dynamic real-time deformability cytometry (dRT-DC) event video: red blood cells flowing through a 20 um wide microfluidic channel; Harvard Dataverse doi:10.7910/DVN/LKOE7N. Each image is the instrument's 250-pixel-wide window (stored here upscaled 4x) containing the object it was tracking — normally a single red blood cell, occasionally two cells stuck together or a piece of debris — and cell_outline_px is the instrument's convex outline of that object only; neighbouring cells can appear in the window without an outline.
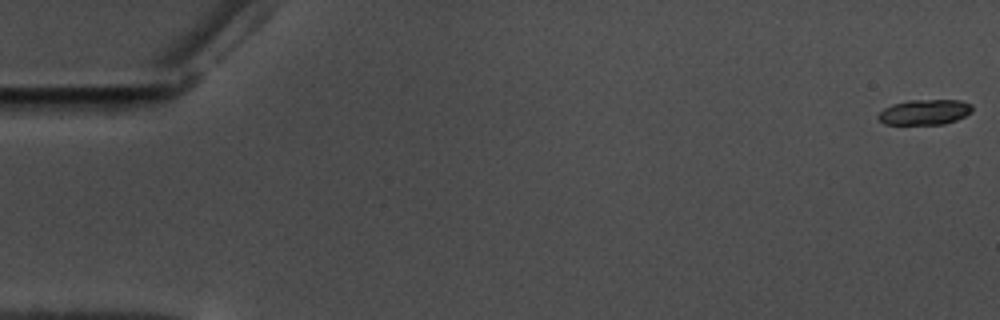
{"species": "common noctule bat (a hibernating species)", "species_latin": "Nyctalus noctula", "temperature_condition": "warm", "stored_images_in_passage": 59, "camera_frame_rate_fps": 3000, "um_per_image_px": 0.085, "animal": {"sex": "male", "body_mass_g": 17.5, "forearm_length_mm": 52.3}, "frame": {"image": 1, "passage_image": 1, "time_ms": 0.0, "image_size_px": [1000, 320], "cell_outline_px": [[972, 112], [956, 120], [944, 124], [884, 124], [876, 116], [884, 108], [892, 104], [908, 100], [960, 100], [972, 104]], "centroid_in_image_um": [78.6, 9.52], "position_along_channel_um": 6.4, "area_um2": 13.87}}
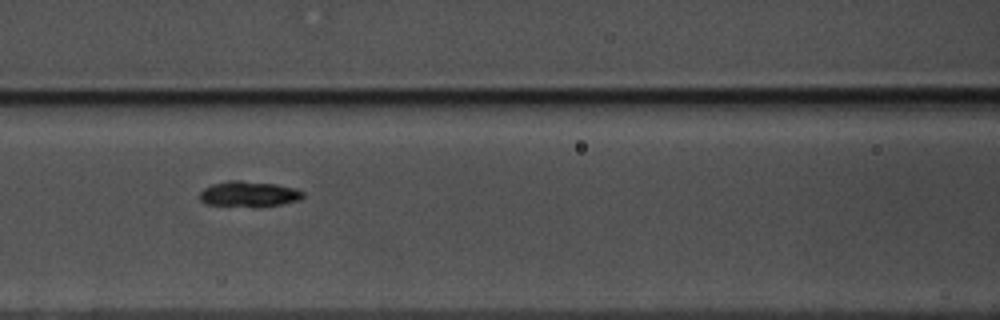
{"frame": {"image": 2, "passage_image": 26, "time_ms": 8.333, "image_size_px": [1000, 320], "cell_outline_px": [[304, 196], [300, 200], [260, 208], [256, 208], [204, 204], [200, 200], [200, 192], [204, 188], [212, 184], [228, 180], [240, 180], [276, 184], [296, 188], [304, 192]], "centroid_in_image_um": [21.15, 16.51], "position_along_channel_um": 145.4, "area_um2": 15.84}}
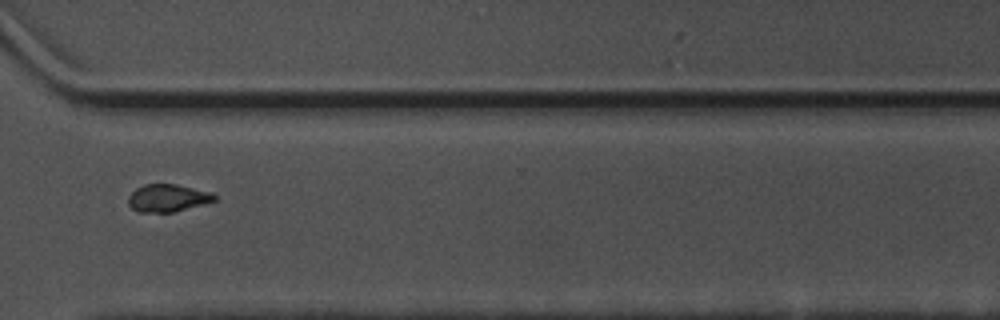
{"frame": {"image": 3, "passage_image": 44, "time_ms": 14.333, "image_size_px": [1000, 320], "cell_outline_px": [[216, 200], [204, 204], [172, 212], [140, 212], [132, 208], [128, 204], [128, 196], [136, 188], [144, 184], [176, 184], [212, 192], [216, 196]], "centroid_in_image_um": [14.25, 16.82], "position_along_channel_um": 356.3, "area_um2": 13.81}, "authors_computed_cell_mechanics": {"area_um2": 14.2188, "velocity_mm_per_s": 3.5167, "shape_relaxation_time_tau1_ms": 2.4757, "shape_relaxation_time_tau2_ms": 3.5461, "deformation_change_tau1": 0.1548, "deformation_change_tau2": 0.0998}}